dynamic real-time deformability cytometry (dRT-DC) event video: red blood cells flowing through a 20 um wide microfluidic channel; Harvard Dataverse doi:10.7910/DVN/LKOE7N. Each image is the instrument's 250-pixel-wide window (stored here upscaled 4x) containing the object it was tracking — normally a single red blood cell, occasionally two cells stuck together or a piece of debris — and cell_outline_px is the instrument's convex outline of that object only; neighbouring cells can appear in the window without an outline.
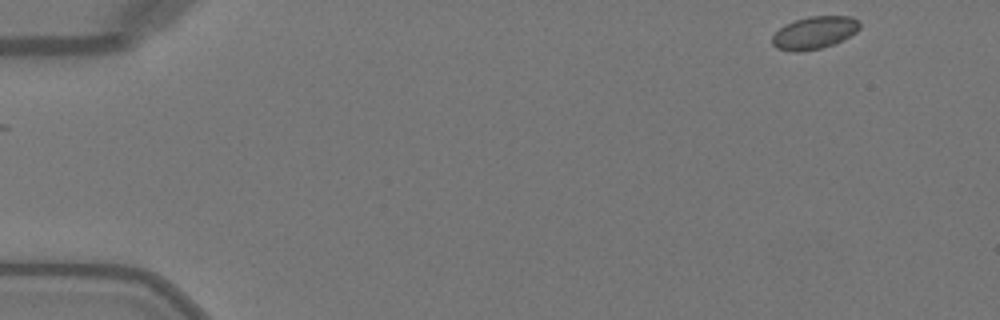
{"species": "Egyptian fruit bat (a non-hibernating species)", "species_latin": "Rousettus aegyptiacus", "temperature_condition": "warm", "stored_images_in_passage": 4, "camera_frame_rate_fps": 3000, "um_per_image_px": 0.085, "animal": {"sex": "female"}, "frame": {"image": 1, "passage_image": 1, "time_ms": 0.0, "image_size_px": [1000, 320], "cell_outline_px": [[860, 28], [856, 32], [832, 44], [820, 48], [796, 52], [776, 48], [772, 44], [772, 36], [784, 24], [808, 16], [852, 16], [860, 24]], "centroid_in_image_um": [69.19, 2.77], "position_along_channel_um": 15.8, "area_um2": 16.36}}